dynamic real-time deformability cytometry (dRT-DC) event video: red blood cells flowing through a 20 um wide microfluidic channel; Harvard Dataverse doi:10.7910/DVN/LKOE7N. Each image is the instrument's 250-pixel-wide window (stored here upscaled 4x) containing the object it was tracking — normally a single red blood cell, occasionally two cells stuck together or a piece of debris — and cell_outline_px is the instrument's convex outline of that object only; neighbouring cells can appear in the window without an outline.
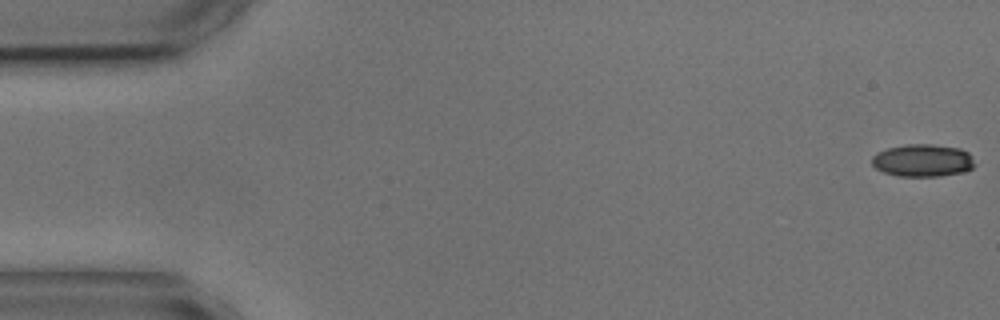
{"species": "common noctule bat (a hibernating species)", "species_latin": "Nyctalus noctula", "temperature_condition": "cold", "stored_images_in_passage": 5, "camera_frame_rate_fps": 3000, "um_per_image_px": 0.085, "animal": {"sex": "male", "body_mass_g": 17.9, "forearm_length_mm": 54.2}, "frame": {"image": 1, "passage_image": 1, "time_ms": 0.0, "image_size_px": [1000, 320], "cell_outline_px": [[976, 164], [972, 168], [964, 172], [940, 176], [900, 176], [884, 172], [876, 168], [872, 164], [872, 156], [876, 152], [888, 148], [908, 144], [932, 144], [960, 148], [968, 152]], "centroid_in_image_um": [78.44, 13.63], "position_along_channel_um": 6.6, "area_um2": 19.54}}
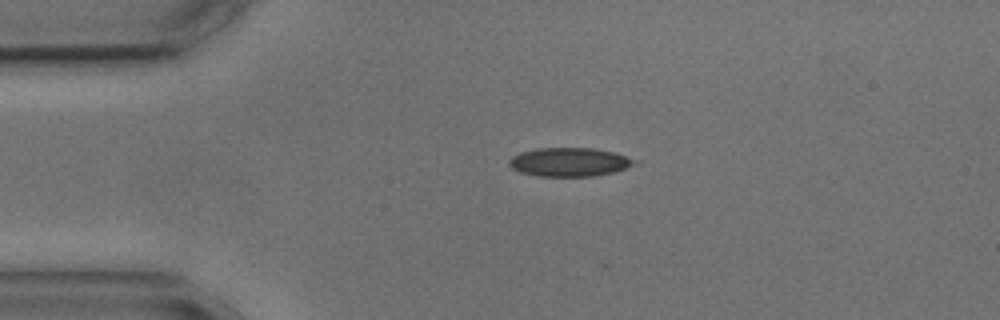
{"frame": {"image": 2, "passage_image": 4, "time_ms": 3.667, "image_size_px": [1000, 320], "cell_outline_px": [[640, 164], [612, 172], [592, 176], [536, 176], [520, 172], [512, 168], [508, 164], [508, 160], [512, 156], [520, 152], [536, 148], [592, 148], [616, 152], [640, 160]], "centroid_in_image_um": [48.45, 13.76], "position_along_channel_um": 36.6, "area_um2": 21.33}}